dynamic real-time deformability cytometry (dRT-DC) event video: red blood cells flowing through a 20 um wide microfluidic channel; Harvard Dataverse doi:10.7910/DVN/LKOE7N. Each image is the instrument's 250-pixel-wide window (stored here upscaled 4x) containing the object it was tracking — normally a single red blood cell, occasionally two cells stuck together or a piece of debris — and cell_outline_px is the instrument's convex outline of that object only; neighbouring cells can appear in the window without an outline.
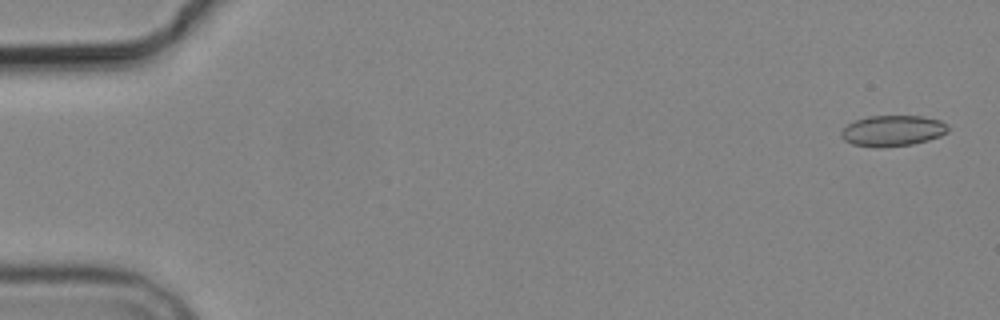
{"species": "common noctule bat (a hibernating species)", "species_latin": "Nyctalus noctula", "temperature_condition": "cold", "stored_images_in_passage": 5, "camera_frame_rate_fps": 3000, "um_per_image_px": 0.085, "animal": {"sex": "male", "body_mass_g": 19.2, "forearm_length_mm": 51.8}, "frame": {"image": 1, "passage_image": 1, "time_ms": 0.0, "image_size_px": [1000, 320], "cell_outline_px": [[948, 132], [940, 136], [928, 140], [912, 144], [880, 148], [852, 144], [844, 140], [840, 136], [840, 132], [848, 124], [856, 120], [868, 116], [920, 116], [940, 120], [948, 124]], "centroid_in_image_um": [75.87, 11.12], "position_along_channel_um": 9.1, "area_um2": 19.25}}
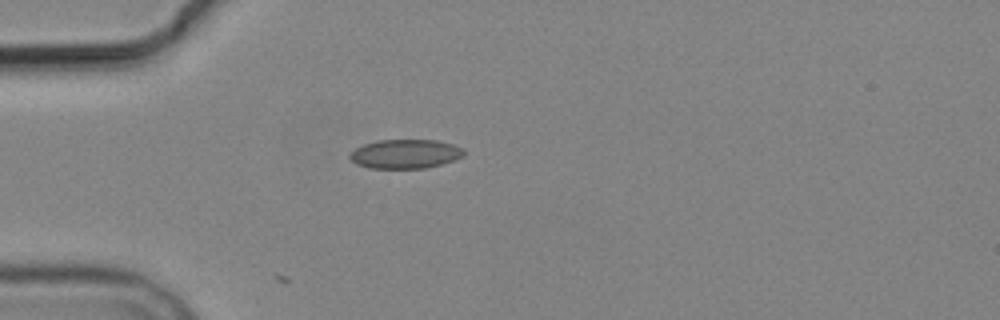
{"frame": {"image": 2, "passage_image": 5, "time_ms": 4.667, "image_size_px": [1000, 320], "cell_outline_px": [[464, 156], [440, 164], [424, 168], [372, 168], [356, 164], [348, 156], [356, 148], [364, 144], [380, 140], [436, 140], [452, 144], [464, 148]], "centroid_in_image_um": [34.46, 13.08], "position_along_channel_um": 50.5, "area_um2": 19.13}}